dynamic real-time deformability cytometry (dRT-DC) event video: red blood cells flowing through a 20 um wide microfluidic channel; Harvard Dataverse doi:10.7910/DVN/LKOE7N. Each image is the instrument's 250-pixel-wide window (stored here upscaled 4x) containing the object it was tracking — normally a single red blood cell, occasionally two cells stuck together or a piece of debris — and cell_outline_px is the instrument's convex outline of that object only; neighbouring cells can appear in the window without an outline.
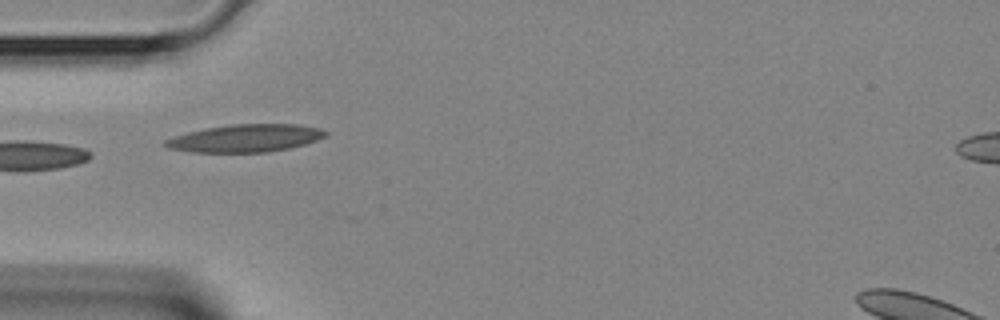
{"species": "Egyptian fruit bat (a non-hibernating species)", "species_latin": "Rousettus aegyptiacus", "temperature_condition": "room temperature", "stored_images_in_passage": 19, "camera_frame_rate_fps": 3000, "um_per_image_px": 0.085, "animal": {"sex": "female"}, "frame": {"image": 1, "passage_image": 1, "time_ms": 0.0, "image_size_px": [1000, 320], "cell_outline_px": [[328, 136], [304, 144], [288, 148], [268, 152], [192, 152], [168, 148], [160, 144], [164, 140], [188, 132], [204, 128], [232, 124], [300, 124], [320, 128], [328, 132]], "centroid_in_image_um": [20.86, 11.74], "position_along_channel_um": 64.1, "area_um2": 25.89}}